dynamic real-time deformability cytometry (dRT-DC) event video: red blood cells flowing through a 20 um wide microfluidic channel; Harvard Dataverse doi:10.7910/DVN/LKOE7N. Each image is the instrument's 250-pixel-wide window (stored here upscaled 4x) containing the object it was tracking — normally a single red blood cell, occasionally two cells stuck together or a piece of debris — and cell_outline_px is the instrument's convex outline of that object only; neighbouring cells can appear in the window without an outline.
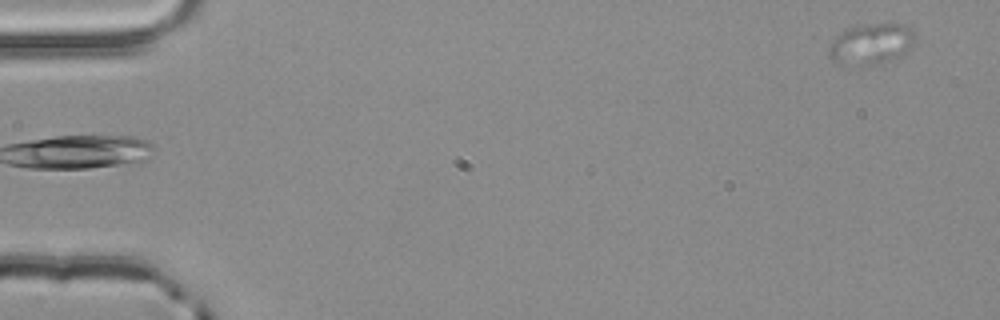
{"species": "common noctule bat (a hibernating species)", "species_latin": "Nyctalus noctula", "temperature_condition": "room temperature", "stored_images_in_passage": 4, "segment_of_instrument_passage": [2, 2], "camera_frame_rate_fps": 3000, "um_per_image_px": 0.085, "animal": {"sex": "male", "body_mass_g": 20.4}, "frame": {"image": 1, "passage_image": 4, "time_ms": 1.0, "image_size_px": [1000, 320], "cell_outline_px": [[916, 44], [908, 52], [892, 60], [876, 64], [840, 64], [832, 60], [828, 56], [828, 44], [844, 28], [872, 24], [904, 24], [916, 32]], "centroid_in_image_um": [74.08, 3.73], "position_along_channel_um": 10.9, "area_um2": 20.92}}